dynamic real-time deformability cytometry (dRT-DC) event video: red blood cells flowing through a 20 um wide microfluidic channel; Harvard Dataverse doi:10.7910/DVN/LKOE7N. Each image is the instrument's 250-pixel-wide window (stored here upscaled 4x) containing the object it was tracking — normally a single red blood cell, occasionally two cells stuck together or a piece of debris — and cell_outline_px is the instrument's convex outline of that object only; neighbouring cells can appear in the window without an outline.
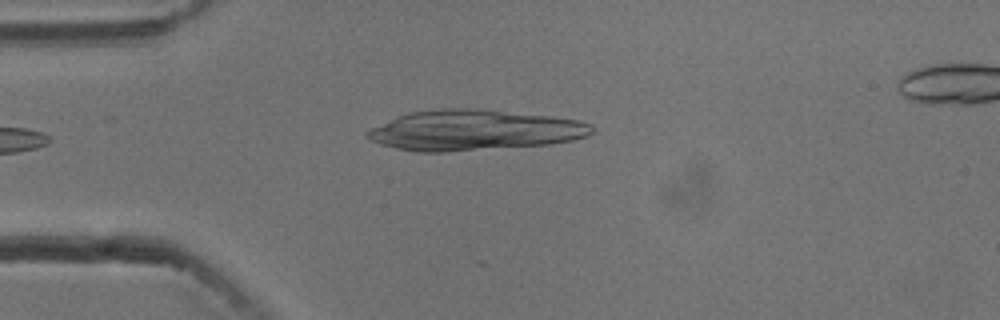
{"species": "common noctule bat (a hibernating species)", "species_latin": "Nyctalus noctula", "temperature_condition": "cold", "stored_images_in_passage": 5, "camera_frame_rate_fps": 3000, "um_per_image_px": 0.085, "animal": {"sex": "male", "body_mass_g": 13.3}, "frame": {"image": 1, "passage_image": 1, "time_ms": 0.0, "image_size_px": [1000, 320], "cell_outline_px": [[596, 128], [588, 136], [572, 140], [552, 144], [444, 152], [416, 152], [396, 148], [380, 144], [364, 136], [364, 132], [396, 116], [408, 112], [440, 108], [480, 108], [548, 116], [580, 120], [592, 124]], "centroid_in_image_um": [40.3, 11.06], "position_along_channel_um": 44.7, "area_um2": 53.35}}